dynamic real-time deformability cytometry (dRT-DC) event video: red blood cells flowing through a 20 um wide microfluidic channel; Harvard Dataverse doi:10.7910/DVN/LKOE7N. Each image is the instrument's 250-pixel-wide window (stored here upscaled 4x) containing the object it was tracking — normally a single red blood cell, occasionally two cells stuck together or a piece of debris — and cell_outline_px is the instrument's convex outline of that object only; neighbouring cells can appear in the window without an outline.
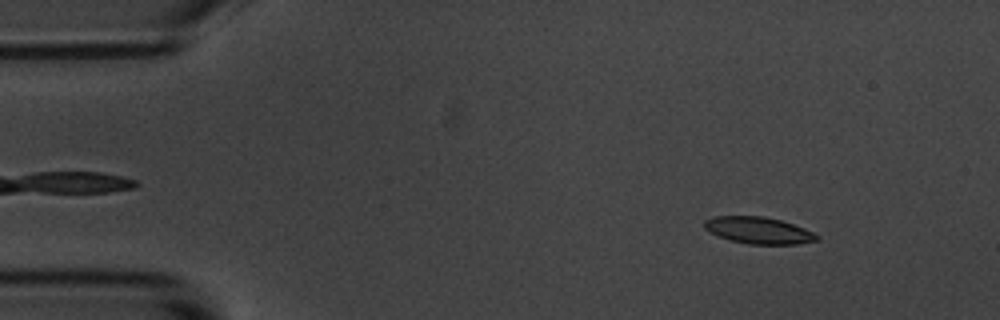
{"species": "common noctule bat (a hibernating species)", "species_latin": "Nyctalus noctula", "temperature_condition": "room temperature", "stored_images_in_passage": 56, "camera_frame_rate_fps": 3000, "um_per_image_px": 0.085, "animal": {"sex": "male", "body_mass_g": 20.1, "forearm_length_mm": 53.5}, "frame": {"image": 1, "passage_image": 6, "time_ms": 1.667, "image_size_px": [1000, 320], "cell_outline_px": [[820, 240], [796, 244], [748, 244], [728, 240], [704, 228], [704, 220], [716, 216], [764, 216], [780, 220], [804, 228], [820, 236]], "centroid_in_image_um": [64.49, 19.58], "position_along_channel_um": 20.5, "area_um2": 17.46}}
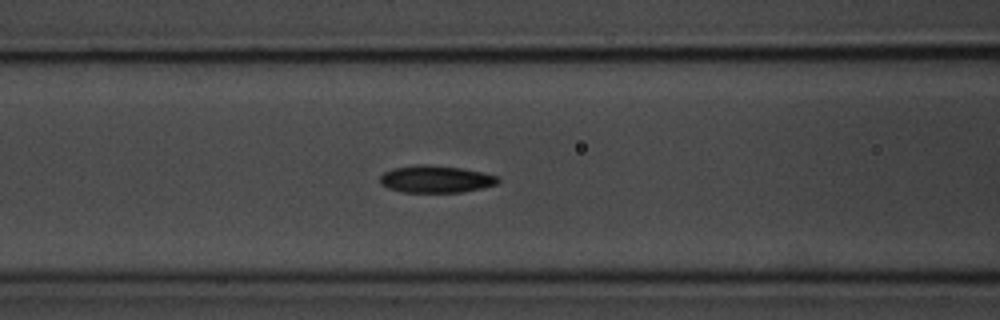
{"frame": {"image": 2, "passage_image": 22, "time_ms": 7.0, "image_size_px": [1000, 320], "cell_outline_px": [[500, 180], [496, 184], [480, 188], [460, 192], [404, 192], [388, 188], [380, 184], [380, 176], [384, 172], [392, 168], [416, 164], [432, 164], [460, 168], [480, 172], [496, 176]], "centroid_in_image_um": [36.98, 15.21], "position_along_channel_um": 129.6, "area_um2": 18.61}}
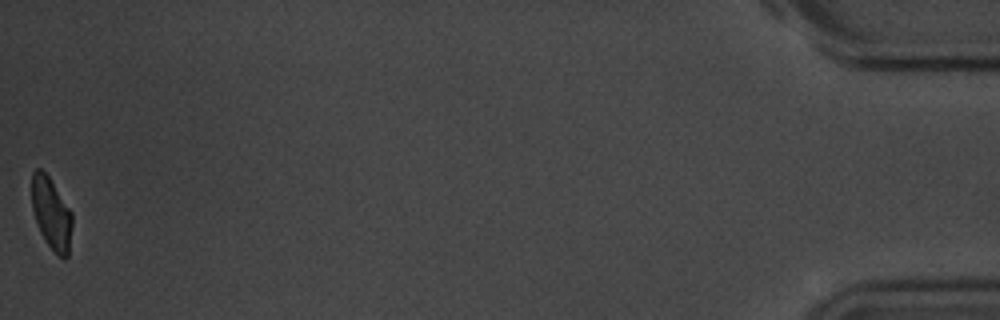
{"frame": {"image": 3, "passage_image": 56, "time_ms": 18.333, "image_size_px": [1000, 320], "cell_outline_px": [[72, 224], [68, 256], [64, 260], [44, 240], [40, 232], [32, 208], [32, 172], [36, 168], [40, 168], [48, 176], [72, 212]], "centroid_in_image_um": [4.37, 18.14], "position_along_channel_um": 430.8, "area_um2": 16.7}, "authors_computed_cell_mechanics": {"area_um2": 18.4382, "velocity_mm_per_s": 3.5256, "shape_relaxation_time_tau1_ms": 2.9332, "shape_relaxation_time_tau2_ms": 3.3729, "deformation_change_tau1": 0.1011, "deformation_change_tau2": 0.0864}}